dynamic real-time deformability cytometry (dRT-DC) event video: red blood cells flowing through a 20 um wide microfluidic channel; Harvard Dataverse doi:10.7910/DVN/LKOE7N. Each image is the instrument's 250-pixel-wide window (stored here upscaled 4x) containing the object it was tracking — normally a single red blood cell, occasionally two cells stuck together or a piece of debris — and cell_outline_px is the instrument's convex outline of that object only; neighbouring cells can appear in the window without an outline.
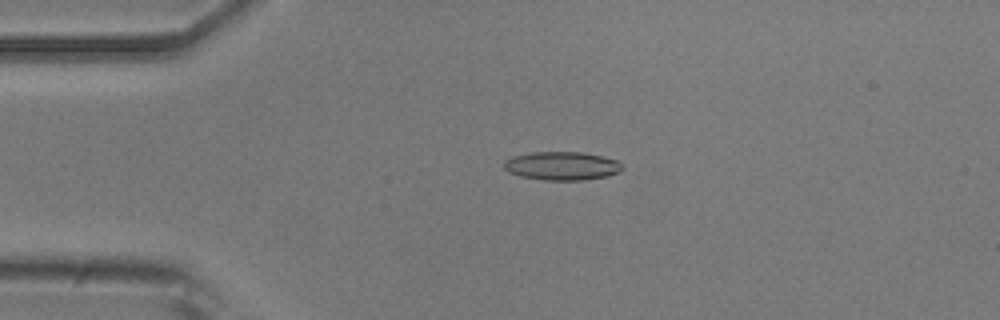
{"species": "common noctule bat (a hibernating species)", "species_latin": "Nyctalus noctula", "temperature_condition": "room temperature", "stored_images_in_passage": 17, "camera_frame_rate_fps": 3000, "um_per_image_px": 0.085, "animal": {"sex": "male", "body_mass_g": 20.5, "forearm_length_mm": 52.5}, "frame": {"image": 1, "passage_image": 12, "time_ms": 3.667, "image_size_px": [1000, 320], "cell_outline_px": [[624, 168], [608, 176], [584, 180], [544, 180], [520, 176], [508, 172], [504, 168], [504, 160], [512, 156], [532, 152], [580, 152], [600, 156], [616, 160], [624, 164]], "centroid_in_image_um": [47.74, 14.1], "position_along_channel_um": 37.3, "area_um2": 19.65}}